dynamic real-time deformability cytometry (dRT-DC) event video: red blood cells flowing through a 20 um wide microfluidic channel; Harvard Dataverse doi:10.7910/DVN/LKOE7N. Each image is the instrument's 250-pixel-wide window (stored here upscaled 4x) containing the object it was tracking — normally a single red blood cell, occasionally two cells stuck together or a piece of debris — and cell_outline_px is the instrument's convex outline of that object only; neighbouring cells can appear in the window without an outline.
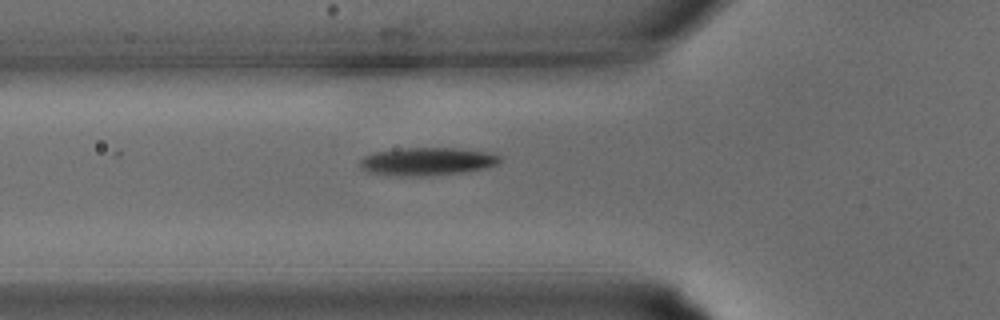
{"species": "common noctule bat (a hibernating species)", "species_latin": "Nyctalus noctula", "temperature_condition": "warm", "stored_images_in_passage": 22, "camera_frame_rate_fps": 3000, "um_per_image_px": 0.085, "animal": {"sex": "male", "body_mass_g": 15.6}, "frame": {"image": 1, "passage_image": 3, "time_ms": 0.667, "image_size_px": [1000, 320], "cell_outline_px": [[500, 164], [468, 172], [428, 176], [396, 176], [368, 172], [360, 168], [360, 160], [364, 156], [376, 152], [400, 148], [456, 148], [484, 152], [500, 156]], "centroid_in_image_um": [36.29, 13.74], "position_along_channel_um": 89.5, "area_um2": 22.89}}
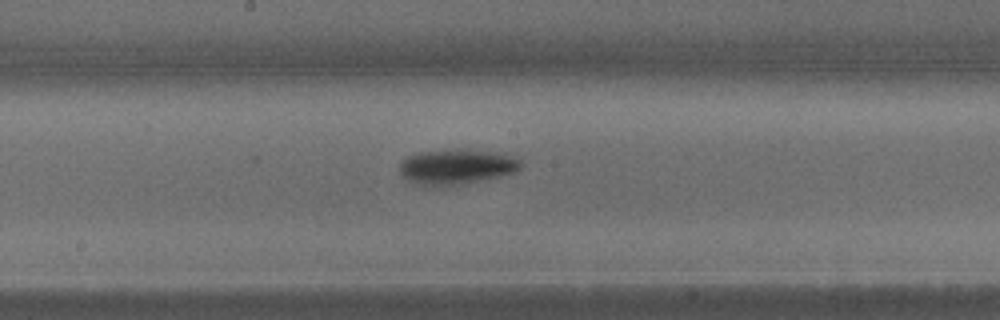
{"frame": {"image": 2, "passage_image": 9, "time_ms": 2.667, "image_size_px": [1000, 320], "cell_outline_px": [[524, 164], [516, 172], [500, 176], [460, 184], [436, 188], [420, 184], [408, 180], [400, 172], [400, 160], [408, 156], [420, 152], [500, 152], [512, 156], [520, 160]], "centroid_in_image_um": [38.81, 14.22], "position_along_channel_um": 209.4, "area_um2": 24.04}}
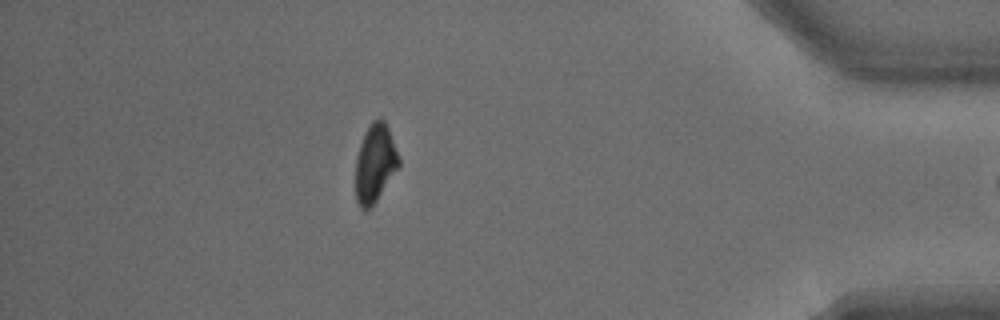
{"frame": {"image": 3, "passage_image": 21, "time_ms": 6.667, "image_size_px": [1000, 320], "cell_outline_px": [[400, 164], [376, 200], [364, 212], [360, 208], [356, 200], [356, 156], [364, 132], [368, 124], [372, 120], [380, 116], [384, 120], [388, 128], [400, 160]], "centroid_in_image_um": [31.85, 13.83], "position_along_channel_um": 403.3, "area_um2": 19.54}}